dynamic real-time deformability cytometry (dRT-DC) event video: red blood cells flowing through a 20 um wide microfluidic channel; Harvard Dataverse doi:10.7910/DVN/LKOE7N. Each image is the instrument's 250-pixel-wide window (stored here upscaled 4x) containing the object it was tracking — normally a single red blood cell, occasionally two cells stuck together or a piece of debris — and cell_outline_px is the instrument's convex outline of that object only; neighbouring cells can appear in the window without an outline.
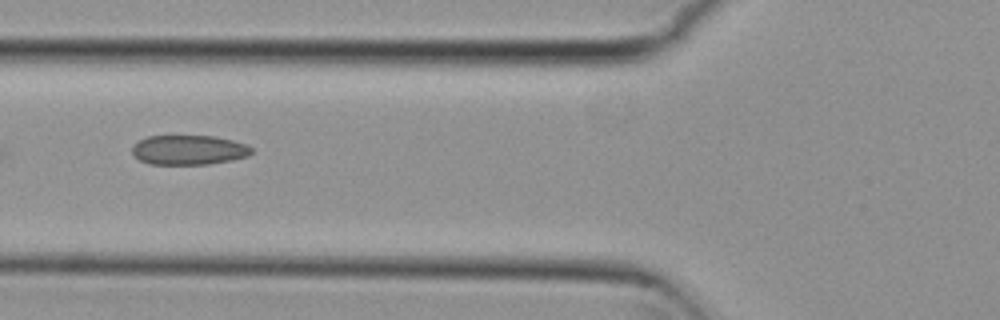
{"species": "common noctule bat (a hibernating species)", "species_latin": "Nyctalus noctula", "temperature_condition": "cold", "stored_images_in_passage": 7, "camera_frame_rate_fps": 3000, "um_per_image_px": 0.085, "animal": {"sex": "female", "body_mass_g": 29.2, "forearm_length_mm": 56.3}, "frame": {"image": 1, "passage_image": 4, "time_ms": 1.0, "image_size_px": [1000, 320], "cell_outline_px": [[252, 152], [248, 156], [232, 160], [208, 164], [148, 164], [140, 160], [132, 152], [132, 148], [140, 140], [148, 136], [216, 136], [248, 144], [252, 148]], "centroid_in_image_um": [16.09, 12.74], "position_along_channel_um": 109.7, "area_um2": 20.58}}
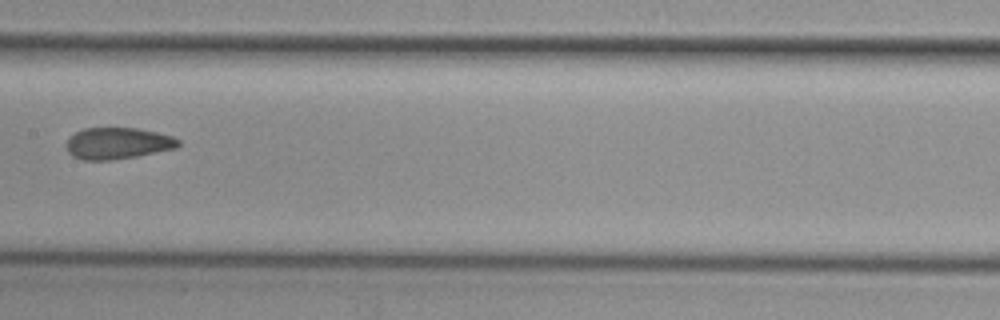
{"frame": {"image": 2, "passage_image": 6, "time_ms": 1.667, "image_size_px": [1000, 320], "cell_outline_px": [[180, 144], [176, 148], [136, 156], [112, 160], [80, 160], [72, 156], [68, 152], [68, 136], [84, 128], [136, 128], [156, 132], [172, 136], [180, 140]], "centroid_in_image_um": [9.99, 12.18], "position_along_channel_um": 197.4, "area_um2": 20.52}}
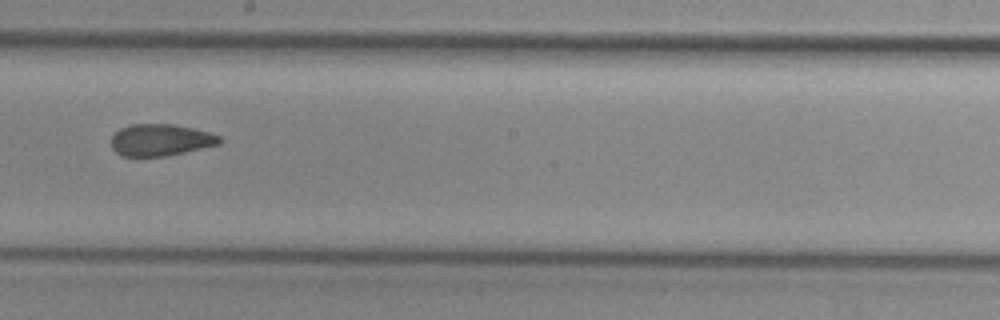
{"frame": {"image": 3, "passage_image": 7, "time_ms": 2.0, "image_size_px": [1000, 320], "cell_outline_px": [[224, 140], [220, 144], [168, 156], [120, 156], [112, 148], [112, 136], [120, 128], [128, 124], [172, 124], [192, 128], [208, 132], [220, 136]], "centroid_in_image_um": [13.66, 11.9], "position_along_channel_um": 234.5, "area_um2": 20.17}}